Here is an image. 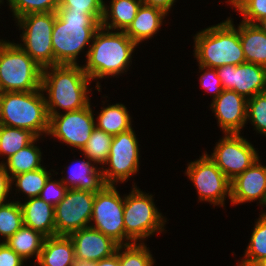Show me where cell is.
Returning <instances> with one entry per match:
<instances>
[{"instance_id":"obj_1","label":"cell","mask_w":266,"mask_h":266,"mask_svg":"<svg viewBox=\"0 0 266 266\" xmlns=\"http://www.w3.org/2000/svg\"><path fill=\"white\" fill-rule=\"evenodd\" d=\"M91 82L81 64L43 68L41 90L47 93L44 98L49 118L60 114L61 109L64 113L87 107L91 103L89 94L92 90L88 86Z\"/></svg>"},{"instance_id":"obj_2","label":"cell","mask_w":266,"mask_h":266,"mask_svg":"<svg viewBox=\"0 0 266 266\" xmlns=\"http://www.w3.org/2000/svg\"><path fill=\"white\" fill-rule=\"evenodd\" d=\"M136 47L124 31L100 26L93 36L83 70L91 81L126 74Z\"/></svg>"},{"instance_id":"obj_3","label":"cell","mask_w":266,"mask_h":266,"mask_svg":"<svg viewBox=\"0 0 266 266\" xmlns=\"http://www.w3.org/2000/svg\"><path fill=\"white\" fill-rule=\"evenodd\" d=\"M101 24L88 12L56 11L52 32L54 65H77V58L87 48ZM89 46V47H86Z\"/></svg>"},{"instance_id":"obj_4","label":"cell","mask_w":266,"mask_h":266,"mask_svg":"<svg viewBox=\"0 0 266 266\" xmlns=\"http://www.w3.org/2000/svg\"><path fill=\"white\" fill-rule=\"evenodd\" d=\"M233 19L226 20L199 31L194 36V57L198 65L207 68L240 65L246 62L237 28Z\"/></svg>"},{"instance_id":"obj_5","label":"cell","mask_w":266,"mask_h":266,"mask_svg":"<svg viewBox=\"0 0 266 266\" xmlns=\"http://www.w3.org/2000/svg\"><path fill=\"white\" fill-rule=\"evenodd\" d=\"M1 124L32 131L43 138L49 131V114L41 89L30 92H3L0 98Z\"/></svg>"},{"instance_id":"obj_6","label":"cell","mask_w":266,"mask_h":266,"mask_svg":"<svg viewBox=\"0 0 266 266\" xmlns=\"http://www.w3.org/2000/svg\"><path fill=\"white\" fill-rule=\"evenodd\" d=\"M133 184L131 192L124 195L123 221L126 245L144 243L152 235L163 232L167 222V218L158 211L154 203V195L144 193L135 182Z\"/></svg>"},{"instance_id":"obj_7","label":"cell","mask_w":266,"mask_h":266,"mask_svg":"<svg viewBox=\"0 0 266 266\" xmlns=\"http://www.w3.org/2000/svg\"><path fill=\"white\" fill-rule=\"evenodd\" d=\"M42 69L17 43L0 39V86L3 92L41 89Z\"/></svg>"},{"instance_id":"obj_8","label":"cell","mask_w":266,"mask_h":266,"mask_svg":"<svg viewBox=\"0 0 266 266\" xmlns=\"http://www.w3.org/2000/svg\"><path fill=\"white\" fill-rule=\"evenodd\" d=\"M56 12L29 13L16 19L22 30L17 43L42 68L54 65L52 32Z\"/></svg>"},{"instance_id":"obj_9","label":"cell","mask_w":266,"mask_h":266,"mask_svg":"<svg viewBox=\"0 0 266 266\" xmlns=\"http://www.w3.org/2000/svg\"><path fill=\"white\" fill-rule=\"evenodd\" d=\"M139 141L133 128L113 137L108 159L101 167L105 185H118L127 182L137 174L140 164Z\"/></svg>"},{"instance_id":"obj_10","label":"cell","mask_w":266,"mask_h":266,"mask_svg":"<svg viewBox=\"0 0 266 266\" xmlns=\"http://www.w3.org/2000/svg\"><path fill=\"white\" fill-rule=\"evenodd\" d=\"M188 163L185 174L193 183L199 202L224 207L226 198L231 197V181L210 159L206 151L199 159Z\"/></svg>"},{"instance_id":"obj_11","label":"cell","mask_w":266,"mask_h":266,"mask_svg":"<svg viewBox=\"0 0 266 266\" xmlns=\"http://www.w3.org/2000/svg\"><path fill=\"white\" fill-rule=\"evenodd\" d=\"M116 187L118 186L105 185L95 193L89 226L112 238L119 245H126L123 221L124 195L121 196Z\"/></svg>"},{"instance_id":"obj_12","label":"cell","mask_w":266,"mask_h":266,"mask_svg":"<svg viewBox=\"0 0 266 266\" xmlns=\"http://www.w3.org/2000/svg\"><path fill=\"white\" fill-rule=\"evenodd\" d=\"M207 155L230 181L260 158L254 145L241 133L224 134L211 155Z\"/></svg>"},{"instance_id":"obj_13","label":"cell","mask_w":266,"mask_h":266,"mask_svg":"<svg viewBox=\"0 0 266 266\" xmlns=\"http://www.w3.org/2000/svg\"><path fill=\"white\" fill-rule=\"evenodd\" d=\"M95 192L68 189L65 197L55 206L56 235L69 236L90 225Z\"/></svg>"},{"instance_id":"obj_14","label":"cell","mask_w":266,"mask_h":266,"mask_svg":"<svg viewBox=\"0 0 266 266\" xmlns=\"http://www.w3.org/2000/svg\"><path fill=\"white\" fill-rule=\"evenodd\" d=\"M91 103L80 110L53 115L49 120L47 134L78 151L86 145L95 129L94 110Z\"/></svg>"},{"instance_id":"obj_15","label":"cell","mask_w":266,"mask_h":266,"mask_svg":"<svg viewBox=\"0 0 266 266\" xmlns=\"http://www.w3.org/2000/svg\"><path fill=\"white\" fill-rule=\"evenodd\" d=\"M223 89L233 90L249 99L266 92V67L250 62L216 68Z\"/></svg>"},{"instance_id":"obj_16","label":"cell","mask_w":266,"mask_h":266,"mask_svg":"<svg viewBox=\"0 0 266 266\" xmlns=\"http://www.w3.org/2000/svg\"><path fill=\"white\" fill-rule=\"evenodd\" d=\"M232 205H241L259 201L261 206H266V166L257 159L243 173L230 182Z\"/></svg>"},{"instance_id":"obj_17","label":"cell","mask_w":266,"mask_h":266,"mask_svg":"<svg viewBox=\"0 0 266 266\" xmlns=\"http://www.w3.org/2000/svg\"><path fill=\"white\" fill-rule=\"evenodd\" d=\"M223 134L241 133L245 127L247 99L233 90H223L210 104Z\"/></svg>"},{"instance_id":"obj_18","label":"cell","mask_w":266,"mask_h":266,"mask_svg":"<svg viewBox=\"0 0 266 266\" xmlns=\"http://www.w3.org/2000/svg\"><path fill=\"white\" fill-rule=\"evenodd\" d=\"M75 259L98 262L116 253L119 244L90 226L72 232Z\"/></svg>"},{"instance_id":"obj_19","label":"cell","mask_w":266,"mask_h":266,"mask_svg":"<svg viewBox=\"0 0 266 266\" xmlns=\"http://www.w3.org/2000/svg\"><path fill=\"white\" fill-rule=\"evenodd\" d=\"M86 159H78L79 161H72L74 164L65 166V169L68 168L67 176H62L60 180L68 189L99 192L105 186L101 168Z\"/></svg>"},{"instance_id":"obj_20","label":"cell","mask_w":266,"mask_h":266,"mask_svg":"<svg viewBox=\"0 0 266 266\" xmlns=\"http://www.w3.org/2000/svg\"><path fill=\"white\" fill-rule=\"evenodd\" d=\"M23 225L40 232L46 238L56 236L55 207L39 197L25 199L21 203Z\"/></svg>"},{"instance_id":"obj_21","label":"cell","mask_w":266,"mask_h":266,"mask_svg":"<svg viewBox=\"0 0 266 266\" xmlns=\"http://www.w3.org/2000/svg\"><path fill=\"white\" fill-rule=\"evenodd\" d=\"M167 15V13L159 8L141 4L137 15L124 32L139 46L140 43L152 39L159 32L158 30L161 29L163 20Z\"/></svg>"},{"instance_id":"obj_22","label":"cell","mask_w":266,"mask_h":266,"mask_svg":"<svg viewBox=\"0 0 266 266\" xmlns=\"http://www.w3.org/2000/svg\"><path fill=\"white\" fill-rule=\"evenodd\" d=\"M75 252L72 239L65 235L47 237L44 240L38 266H72Z\"/></svg>"},{"instance_id":"obj_23","label":"cell","mask_w":266,"mask_h":266,"mask_svg":"<svg viewBox=\"0 0 266 266\" xmlns=\"http://www.w3.org/2000/svg\"><path fill=\"white\" fill-rule=\"evenodd\" d=\"M104 2L101 26L109 30L125 31L140 8L141 0H111Z\"/></svg>"},{"instance_id":"obj_24","label":"cell","mask_w":266,"mask_h":266,"mask_svg":"<svg viewBox=\"0 0 266 266\" xmlns=\"http://www.w3.org/2000/svg\"><path fill=\"white\" fill-rule=\"evenodd\" d=\"M239 23V37L246 62L266 67V33L256 24Z\"/></svg>"},{"instance_id":"obj_25","label":"cell","mask_w":266,"mask_h":266,"mask_svg":"<svg viewBox=\"0 0 266 266\" xmlns=\"http://www.w3.org/2000/svg\"><path fill=\"white\" fill-rule=\"evenodd\" d=\"M107 105L106 107L103 106L98 116L95 117L97 121L95 122L96 128L112 136L133 128L132 118L125 105L122 103Z\"/></svg>"},{"instance_id":"obj_26","label":"cell","mask_w":266,"mask_h":266,"mask_svg":"<svg viewBox=\"0 0 266 266\" xmlns=\"http://www.w3.org/2000/svg\"><path fill=\"white\" fill-rule=\"evenodd\" d=\"M45 238L40 232L23 225L4 242L25 261L35 258L37 262Z\"/></svg>"},{"instance_id":"obj_27","label":"cell","mask_w":266,"mask_h":266,"mask_svg":"<svg viewBox=\"0 0 266 266\" xmlns=\"http://www.w3.org/2000/svg\"><path fill=\"white\" fill-rule=\"evenodd\" d=\"M41 137H37L32 143L25 146L17 153L9 157L3 163L10 178L21 173L34 171L43 167L42 152L39 146L35 145Z\"/></svg>"},{"instance_id":"obj_28","label":"cell","mask_w":266,"mask_h":266,"mask_svg":"<svg viewBox=\"0 0 266 266\" xmlns=\"http://www.w3.org/2000/svg\"><path fill=\"white\" fill-rule=\"evenodd\" d=\"M266 257V213L256 219L251 233L250 241L244 256L237 266H253L258 260Z\"/></svg>"},{"instance_id":"obj_29","label":"cell","mask_w":266,"mask_h":266,"mask_svg":"<svg viewBox=\"0 0 266 266\" xmlns=\"http://www.w3.org/2000/svg\"><path fill=\"white\" fill-rule=\"evenodd\" d=\"M37 136L30 130L0 125V156L8 159L25 146L32 143ZM6 156V158H5Z\"/></svg>"},{"instance_id":"obj_30","label":"cell","mask_w":266,"mask_h":266,"mask_svg":"<svg viewBox=\"0 0 266 266\" xmlns=\"http://www.w3.org/2000/svg\"><path fill=\"white\" fill-rule=\"evenodd\" d=\"M113 137L114 136L95 127V129L91 132L86 145L80 152L83 153L82 155L88 160L96 164L97 167L99 164L101 168L108 159Z\"/></svg>"},{"instance_id":"obj_31","label":"cell","mask_w":266,"mask_h":266,"mask_svg":"<svg viewBox=\"0 0 266 266\" xmlns=\"http://www.w3.org/2000/svg\"><path fill=\"white\" fill-rule=\"evenodd\" d=\"M46 168L43 166L40 169L13 176L11 185L15 184V192L18 191L20 194L22 191L21 193L26 195V199L38 197L48 177L51 175L50 170Z\"/></svg>"},{"instance_id":"obj_32","label":"cell","mask_w":266,"mask_h":266,"mask_svg":"<svg viewBox=\"0 0 266 266\" xmlns=\"http://www.w3.org/2000/svg\"><path fill=\"white\" fill-rule=\"evenodd\" d=\"M21 200L0 204V237L6 241L23 226Z\"/></svg>"},{"instance_id":"obj_33","label":"cell","mask_w":266,"mask_h":266,"mask_svg":"<svg viewBox=\"0 0 266 266\" xmlns=\"http://www.w3.org/2000/svg\"><path fill=\"white\" fill-rule=\"evenodd\" d=\"M153 258L146 243L119 245V261L121 266H153L155 264V259Z\"/></svg>"},{"instance_id":"obj_34","label":"cell","mask_w":266,"mask_h":266,"mask_svg":"<svg viewBox=\"0 0 266 266\" xmlns=\"http://www.w3.org/2000/svg\"><path fill=\"white\" fill-rule=\"evenodd\" d=\"M59 2L60 0H7L15 20L29 13L56 12Z\"/></svg>"},{"instance_id":"obj_35","label":"cell","mask_w":266,"mask_h":266,"mask_svg":"<svg viewBox=\"0 0 266 266\" xmlns=\"http://www.w3.org/2000/svg\"><path fill=\"white\" fill-rule=\"evenodd\" d=\"M246 121H250L257 133L266 136V92L247 99Z\"/></svg>"},{"instance_id":"obj_36","label":"cell","mask_w":266,"mask_h":266,"mask_svg":"<svg viewBox=\"0 0 266 266\" xmlns=\"http://www.w3.org/2000/svg\"><path fill=\"white\" fill-rule=\"evenodd\" d=\"M104 2V0H60L57 11L88 12L101 24Z\"/></svg>"},{"instance_id":"obj_37","label":"cell","mask_w":266,"mask_h":266,"mask_svg":"<svg viewBox=\"0 0 266 266\" xmlns=\"http://www.w3.org/2000/svg\"><path fill=\"white\" fill-rule=\"evenodd\" d=\"M235 11L240 12L243 22L255 24L266 17V0H246Z\"/></svg>"},{"instance_id":"obj_38","label":"cell","mask_w":266,"mask_h":266,"mask_svg":"<svg viewBox=\"0 0 266 266\" xmlns=\"http://www.w3.org/2000/svg\"><path fill=\"white\" fill-rule=\"evenodd\" d=\"M68 188L59 180H52V174L48 177L45 186L39 194V198L55 207L66 195Z\"/></svg>"},{"instance_id":"obj_39","label":"cell","mask_w":266,"mask_h":266,"mask_svg":"<svg viewBox=\"0 0 266 266\" xmlns=\"http://www.w3.org/2000/svg\"><path fill=\"white\" fill-rule=\"evenodd\" d=\"M199 66V73L202 71L203 73L200 75V85L202 89L208 91V93H212L214 100L220 93L223 92V87L221 84V80L218 77L217 70L214 68H207L201 65ZM205 70V71H204Z\"/></svg>"},{"instance_id":"obj_40","label":"cell","mask_w":266,"mask_h":266,"mask_svg":"<svg viewBox=\"0 0 266 266\" xmlns=\"http://www.w3.org/2000/svg\"><path fill=\"white\" fill-rule=\"evenodd\" d=\"M24 262L5 242H0V266H23Z\"/></svg>"},{"instance_id":"obj_41","label":"cell","mask_w":266,"mask_h":266,"mask_svg":"<svg viewBox=\"0 0 266 266\" xmlns=\"http://www.w3.org/2000/svg\"><path fill=\"white\" fill-rule=\"evenodd\" d=\"M10 191H12L11 178L4 164L0 163V204L11 200L8 199V196L11 194Z\"/></svg>"},{"instance_id":"obj_42","label":"cell","mask_w":266,"mask_h":266,"mask_svg":"<svg viewBox=\"0 0 266 266\" xmlns=\"http://www.w3.org/2000/svg\"><path fill=\"white\" fill-rule=\"evenodd\" d=\"M142 4L153 6L163 10L165 13H169L172 10V6H174L176 0H141Z\"/></svg>"},{"instance_id":"obj_43","label":"cell","mask_w":266,"mask_h":266,"mask_svg":"<svg viewBox=\"0 0 266 266\" xmlns=\"http://www.w3.org/2000/svg\"><path fill=\"white\" fill-rule=\"evenodd\" d=\"M95 266H121L119 261V246L115 254L95 262Z\"/></svg>"},{"instance_id":"obj_44","label":"cell","mask_w":266,"mask_h":266,"mask_svg":"<svg viewBox=\"0 0 266 266\" xmlns=\"http://www.w3.org/2000/svg\"><path fill=\"white\" fill-rule=\"evenodd\" d=\"M72 266H95V262L75 259Z\"/></svg>"},{"instance_id":"obj_45","label":"cell","mask_w":266,"mask_h":266,"mask_svg":"<svg viewBox=\"0 0 266 266\" xmlns=\"http://www.w3.org/2000/svg\"><path fill=\"white\" fill-rule=\"evenodd\" d=\"M246 0H227L225 3L231 5L235 10Z\"/></svg>"},{"instance_id":"obj_46","label":"cell","mask_w":266,"mask_h":266,"mask_svg":"<svg viewBox=\"0 0 266 266\" xmlns=\"http://www.w3.org/2000/svg\"><path fill=\"white\" fill-rule=\"evenodd\" d=\"M263 32L266 33V17L258 20L256 23H255Z\"/></svg>"},{"instance_id":"obj_47","label":"cell","mask_w":266,"mask_h":266,"mask_svg":"<svg viewBox=\"0 0 266 266\" xmlns=\"http://www.w3.org/2000/svg\"><path fill=\"white\" fill-rule=\"evenodd\" d=\"M253 266H266V257L258 260Z\"/></svg>"},{"instance_id":"obj_48","label":"cell","mask_w":266,"mask_h":266,"mask_svg":"<svg viewBox=\"0 0 266 266\" xmlns=\"http://www.w3.org/2000/svg\"><path fill=\"white\" fill-rule=\"evenodd\" d=\"M2 95H3V91H2V88L0 86V98H1Z\"/></svg>"}]
</instances>
